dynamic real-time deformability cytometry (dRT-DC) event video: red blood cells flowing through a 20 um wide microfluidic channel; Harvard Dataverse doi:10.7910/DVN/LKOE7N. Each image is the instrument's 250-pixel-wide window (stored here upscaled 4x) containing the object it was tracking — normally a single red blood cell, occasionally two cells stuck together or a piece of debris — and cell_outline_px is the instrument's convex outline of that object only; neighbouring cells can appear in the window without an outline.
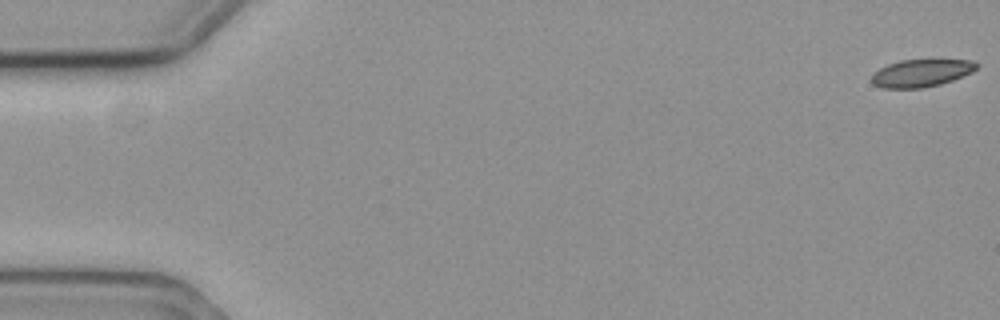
{"species": "common noctule bat (a hibernating species)", "species_latin": "Nyctalus noctula", "temperature_condition": "cold", "stored_images_in_passage": 9, "camera_frame_rate_fps": 3000, "um_per_image_px": 0.085, "animal": {"sex": "female", "body_mass_g": 19.3, "forearm_length_mm": 54.1}, "frame": {"image": 1, "passage_image": 1, "time_ms": 0.0, "image_size_px": [1000, 320], "cell_outline_px": [[980, 64], [972, 72], [952, 80], [940, 84], [924, 88], [884, 88], [872, 84], [872, 72], [888, 64], [900, 60], [972, 60]], "centroid_in_image_um": [78.29, 6.21], "position_along_channel_um": 6.7, "area_um2": 16.82}}